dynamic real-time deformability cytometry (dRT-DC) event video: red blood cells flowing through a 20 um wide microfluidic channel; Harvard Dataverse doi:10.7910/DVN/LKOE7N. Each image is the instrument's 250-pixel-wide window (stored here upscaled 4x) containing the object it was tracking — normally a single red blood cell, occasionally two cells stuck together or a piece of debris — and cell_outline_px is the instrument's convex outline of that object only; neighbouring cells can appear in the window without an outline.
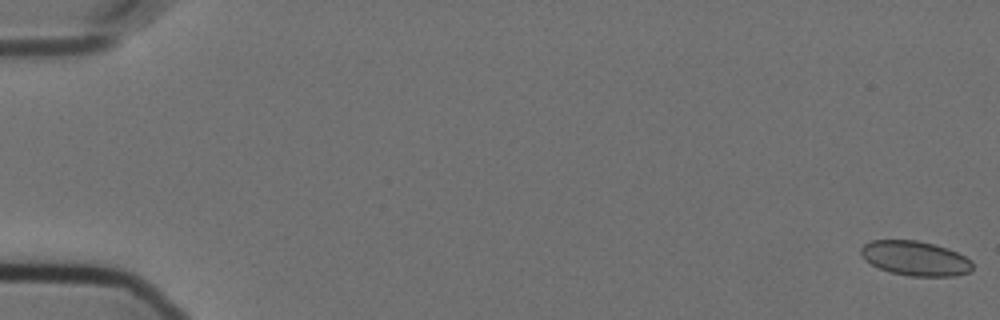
{"species": "Egyptian fruit bat (a non-hibernating species)", "species_latin": "Rousettus aegyptiacus", "temperature_condition": "cold", "stored_images_in_passage": 22, "camera_frame_rate_fps": 3000, "um_per_image_px": 0.085, "animal": {"sex": "female"}, "frame": {"image": 1, "passage_image": 1, "time_ms": 0.0, "image_size_px": [1000, 320], "cell_outline_px": [[972, 268], [968, 272], [956, 276], [912, 276], [892, 272], [880, 268], [872, 264], [860, 252], [860, 248], [864, 244], [872, 240], [916, 240], [936, 244], [948, 248], [972, 260]], "centroid_in_image_um": [77.83, 21.94], "position_along_channel_um": 7.2, "area_um2": 22.31}}
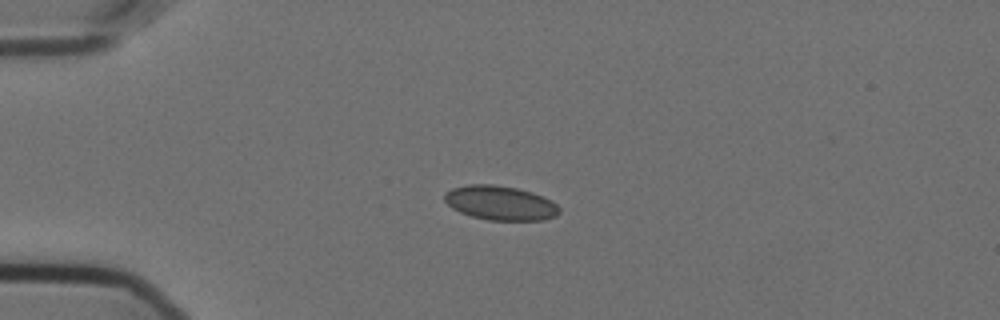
{"frame": {"image": 2, "passage_image": 15, "time_ms": 4.667, "image_size_px": [1000, 320], "cell_outline_px": [[560, 212], [556, 216], [544, 220], [488, 220], [472, 216], [460, 212], [452, 208], [444, 200], [444, 192], [452, 188], [468, 184], [492, 184], [516, 188], [532, 192], [544, 196], [552, 200], [560, 208]], "centroid_in_image_um": [42.53, 17.25], "position_along_channel_um": 42.5, "area_um2": 23.12}}
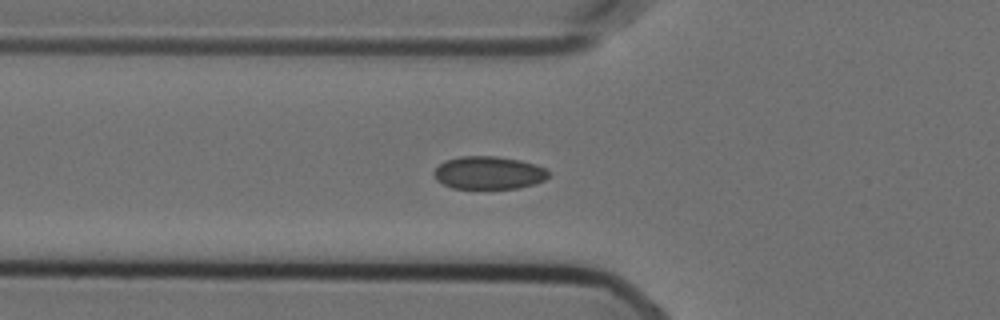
{"frame": {"image": 3, "passage_image": 21, "time_ms": 6.667, "image_size_px": [1000, 320], "cell_outline_px": [[548, 176], [544, 180], [532, 184], [516, 188], [452, 188], [436, 180], [432, 172], [444, 160], [460, 156], [496, 156], [520, 160], [536, 164], [544, 168], [548, 172]], "centroid_in_image_um": [41.5, 14.67], "position_along_channel_um": 84.3, "area_um2": 21.85}}